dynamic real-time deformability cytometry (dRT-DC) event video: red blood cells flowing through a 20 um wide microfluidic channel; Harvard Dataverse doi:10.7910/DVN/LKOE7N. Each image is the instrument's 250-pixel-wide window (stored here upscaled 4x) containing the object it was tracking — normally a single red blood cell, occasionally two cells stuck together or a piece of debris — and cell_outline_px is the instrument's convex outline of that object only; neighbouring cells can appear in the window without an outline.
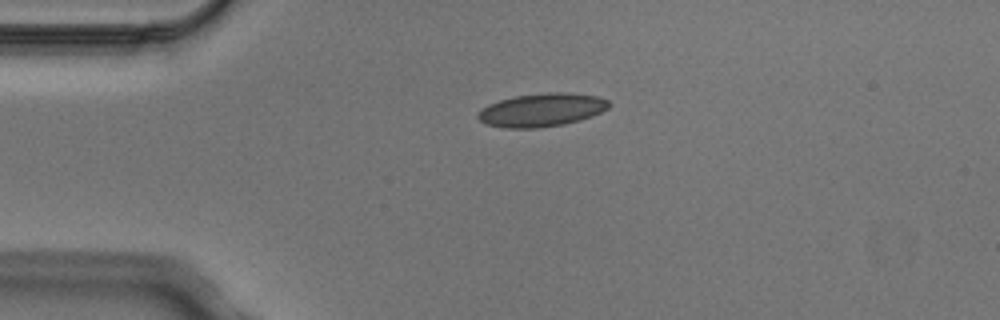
{"species": "Egyptian fruit bat (a non-hibernating species)", "species_latin": "Rousettus aegyptiacus", "temperature_condition": "cold", "stored_images_in_passage": 1, "camera_frame_rate_fps": 3000, "um_per_image_px": 0.085, "animal": {"sex": "male"}, "frame": {"image": 1, "passage_image": 1, "time_ms": 0.0, "image_size_px": [1000, 320], "cell_outline_px": [[612, 104], [608, 108], [592, 116], [580, 120], [564, 124], [536, 128], [504, 128], [488, 124], [480, 120], [476, 116], [476, 112], [488, 104], [500, 100], [516, 96], [548, 92], [564, 92], [596, 96], [608, 100]], "centroid_in_image_um": [46.04, 9.34], "position_along_channel_um": 39.0, "area_um2": 25.37}}